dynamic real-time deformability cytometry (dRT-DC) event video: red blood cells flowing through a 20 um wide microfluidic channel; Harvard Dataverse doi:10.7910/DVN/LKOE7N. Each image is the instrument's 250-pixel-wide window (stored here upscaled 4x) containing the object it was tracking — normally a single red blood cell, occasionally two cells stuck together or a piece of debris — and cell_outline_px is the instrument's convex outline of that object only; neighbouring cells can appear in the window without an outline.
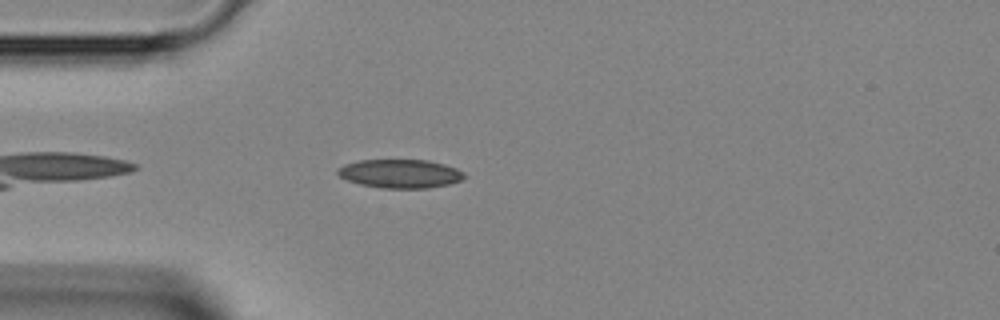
{"species": "Egyptian fruit bat (a non-hibernating species)", "species_latin": "Rousettus aegyptiacus", "temperature_condition": "room temperature", "stored_images_in_passage": 21, "camera_frame_rate_fps": 3000, "um_per_image_px": 0.085, "animal": {"sex": "female"}, "frame": {"image": 1, "passage_image": 1, "time_ms": 0.0, "image_size_px": [1000, 320], "cell_outline_px": [[468, 176], [464, 180], [448, 184], [428, 188], [380, 188], [360, 184], [348, 180], [340, 176], [336, 172], [336, 168], [344, 164], [360, 160], [428, 160], [444, 164], [456, 168], [464, 172]], "centroid_in_image_um": [34.04, 14.76], "position_along_channel_um": 51.0, "area_um2": 21.33}}
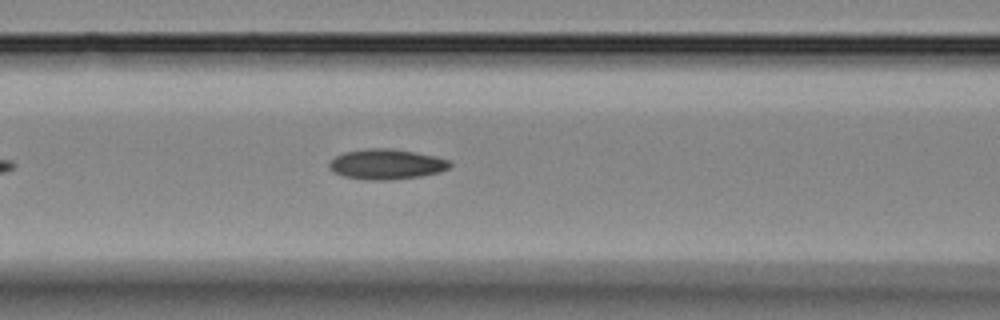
{"frame": {"image": 2, "passage_image": 7, "time_ms": 2.0, "image_size_px": [1000, 320], "cell_outline_px": [[452, 164], [448, 168], [440, 172], [420, 176], [384, 180], [372, 180], [344, 176], [336, 172], [328, 164], [336, 156], [344, 152], [368, 148], [392, 148], [416, 152], [436, 156], [448, 160]], "centroid_in_image_um": [32.89, 13.94], "position_along_channel_um": 133.7, "area_um2": 20.98}}
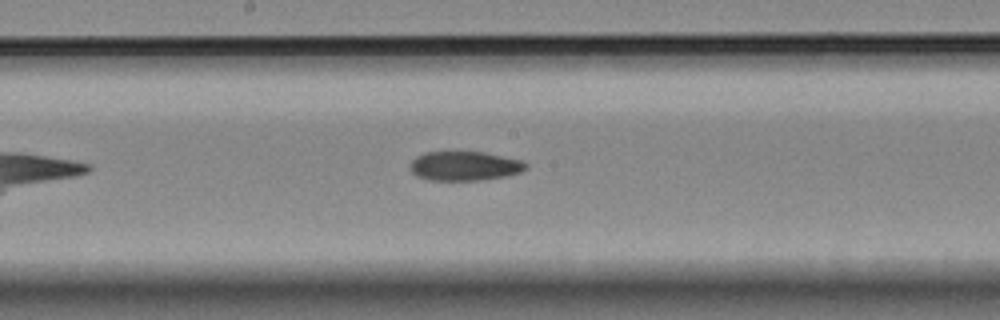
{"frame": {"image": 3, "passage_image": 12, "time_ms": 3.667, "image_size_px": [1000, 320], "cell_outline_px": [[528, 168], [520, 172], [508, 176], [484, 180], [428, 180], [416, 176], [408, 168], [408, 164], [416, 156], [424, 152], [484, 152], [524, 160], [528, 164]], "centroid_in_image_um": [39.5, 14.11], "position_along_channel_um": 208.7, "area_um2": 20.17}}